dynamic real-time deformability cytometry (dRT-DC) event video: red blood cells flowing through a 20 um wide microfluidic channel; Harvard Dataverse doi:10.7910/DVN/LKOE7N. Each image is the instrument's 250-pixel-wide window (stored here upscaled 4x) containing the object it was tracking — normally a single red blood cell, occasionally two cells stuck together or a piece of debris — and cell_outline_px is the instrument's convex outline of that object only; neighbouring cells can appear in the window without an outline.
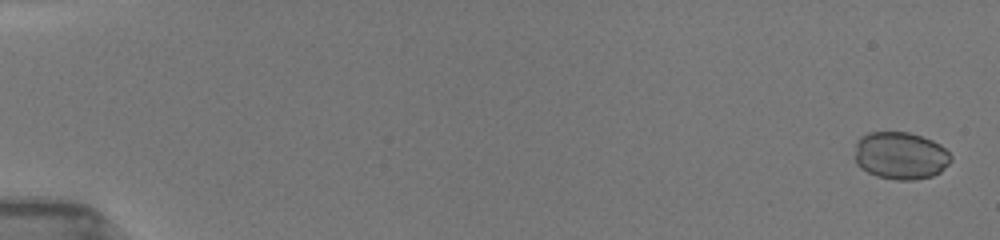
{"species": "common noctule bat (a hibernating species)", "species_latin": "Nyctalus noctula", "temperature_condition": "room temperature", "stored_images_in_passage": 24, "camera_frame_rate_fps": 3000, "um_per_image_px": 0.085, "animal": {"sex": "female", "body_mass_g": 19.5, "forearm_length_mm": 54.1}, "frame": {"image": 1, "passage_image": 1, "time_ms": 0.0, "image_size_px": [1000, 240], "cell_outline_px": [[952, 160], [940, 172], [932, 176], [912, 180], [896, 180], [876, 176], [860, 168], [856, 164], [856, 140], [860, 136], [868, 132], [908, 132], [932, 140], [940, 144], [952, 156]], "centroid_in_image_um": [76.53, 13.23], "position_along_channel_um": 8.5, "area_um2": 26.7}}
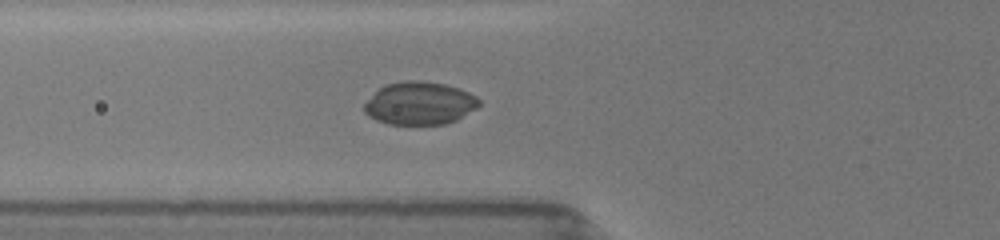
{"frame": {"image": 2, "passage_image": 15, "time_ms": 6.333, "image_size_px": [1000, 240], "cell_outline_px": [[480, 104], [476, 108], [456, 120], [444, 124], [388, 124], [376, 120], [368, 116], [364, 112], [364, 104], [384, 84], [408, 80], [420, 80], [444, 84], [460, 88], [476, 96], [480, 100]], "centroid_in_image_um": [35.67, 8.77], "position_along_channel_um": 90.1, "area_um2": 28.61}}
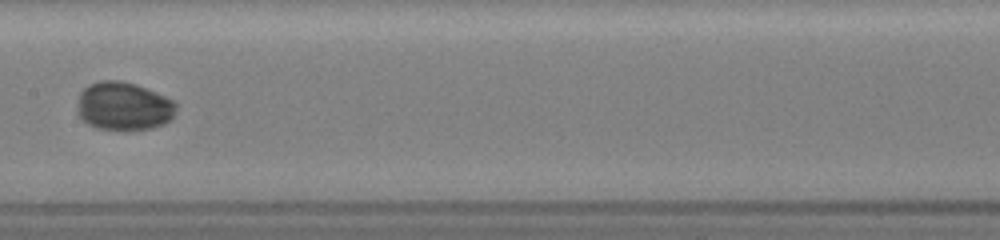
{"frame": {"image": 3, "passage_image": 22, "time_ms": 9.0, "image_size_px": [1000, 240], "cell_outline_px": [[176, 112], [172, 120], [164, 124], [152, 128], [120, 132], [96, 128], [88, 124], [76, 112], [76, 108], [80, 92], [88, 84], [100, 80], [120, 80], [136, 84], [156, 92], [172, 100], [176, 104]], "centroid_in_image_um": [10.5, 9.05], "position_along_channel_um": 196.9, "area_um2": 28.55}}